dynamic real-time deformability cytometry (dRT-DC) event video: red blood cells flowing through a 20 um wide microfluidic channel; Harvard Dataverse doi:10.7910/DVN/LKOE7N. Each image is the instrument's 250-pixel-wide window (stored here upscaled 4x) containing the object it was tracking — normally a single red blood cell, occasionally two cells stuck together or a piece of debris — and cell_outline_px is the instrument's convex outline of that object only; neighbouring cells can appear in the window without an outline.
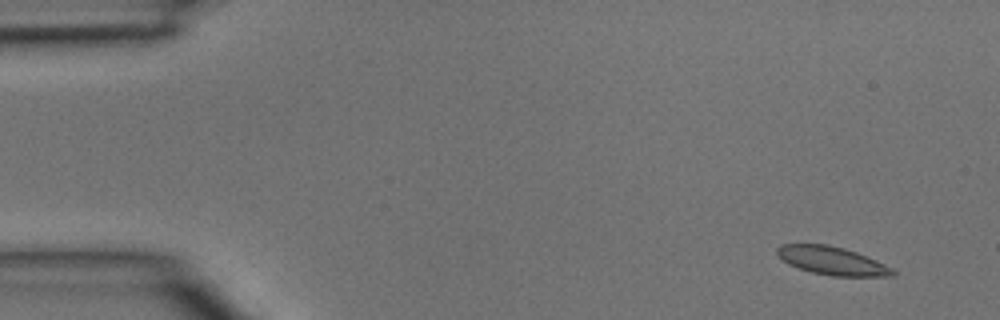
{"species": "common noctule bat (a hibernating species)", "species_latin": "Nyctalus noctula", "temperature_condition": "room temperature", "stored_images_in_passage": 4, "camera_frame_rate_fps": 3000, "um_per_image_px": 0.085, "animal": {"sex": "male", "body_mass_g": 15.6}, "frame": {"image": 1, "passage_image": 1, "time_ms": 0.0, "image_size_px": [1000, 320], "cell_outline_px": [[896, 276], [832, 276], [812, 272], [788, 264], [776, 252], [776, 248], [780, 244], [828, 244], [844, 248], [856, 252], [876, 260], [892, 268], [896, 272]], "centroid_in_image_um": [70.74, 22.16], "position_along_channel_um": 14.3, "area_um2": 18.9}}